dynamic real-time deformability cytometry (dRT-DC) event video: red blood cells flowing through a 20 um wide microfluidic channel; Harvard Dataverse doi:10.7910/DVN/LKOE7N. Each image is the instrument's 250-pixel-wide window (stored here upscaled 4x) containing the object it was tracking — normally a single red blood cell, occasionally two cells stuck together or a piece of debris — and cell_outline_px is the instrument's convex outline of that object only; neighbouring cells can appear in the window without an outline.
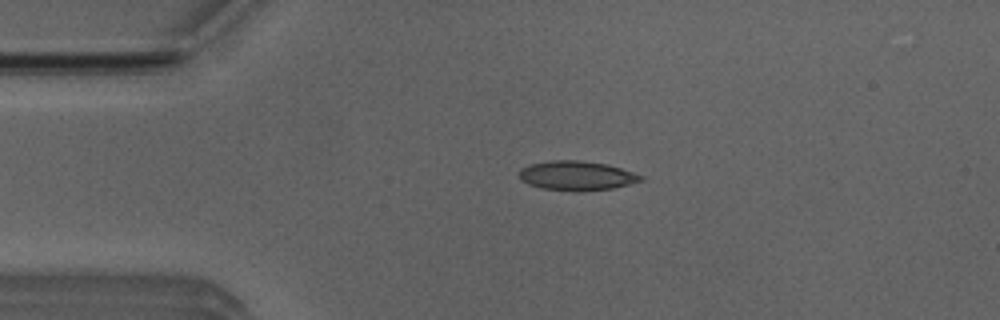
{"species": "Egyptian fruit bat (a non-hibernating species)", "species_latin": "Rousettus aegyptiacus", "temperature_condition": "room temperature", "stored_images_in_passage": 43, "camera_frame_rate_fps": 3000, "um_per_image_px": 0.085, "animal": {"sex": "male"}, "frame": {"image": 1, "passage_image": 2, "time_ms": 0.333, "image_size_px": [1000, 320], "cell_outline_px": [[644, 180], [612, 188], [544, 188], [528, 184], [520, 180], [520, 168], [528, 164], [552, 160], [580, 160], [608, 164], [644, 176]], "centroid_in_image_um": [49.0, 14.87], "position_along_channel_um": 36.0, "area_um2": 19.88}}
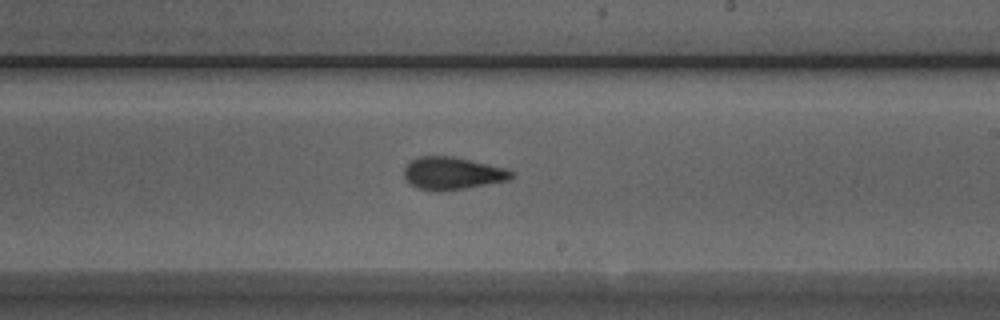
{"frame": {"image": 2, "passage_image": 21, "time_ms": 6.667, "image_size_px": [1000, 320], "cell_outline_px": [[516, 176], [508, 180], [464, 188], [416, 188], [404, 180], [404, 168], [416, 156], [452, 156], [504, 168], [516, 172]], "centroid_in_image_um": [38.46, 14.69], "position_along_channel_um": 250.5, "area_um2": 19.71}}
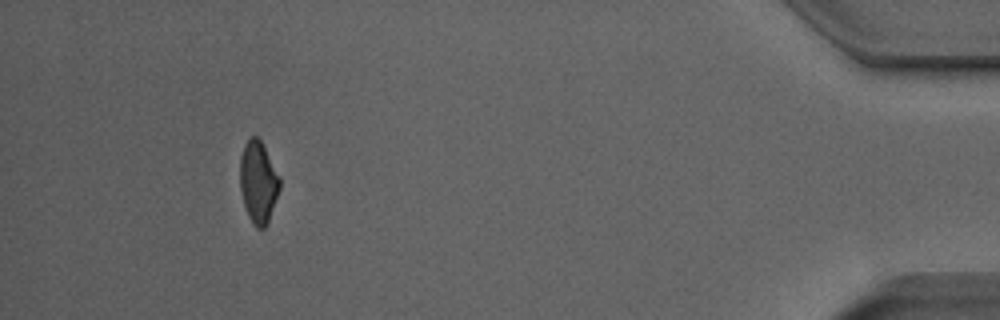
{"frame": {"image": 3, "passage_image": 39, "time_ms": 12.667, "image_size_px": [1000, 320], "cell_outline_px": [[280, 188], [268, 220], [264, 228], [256, 228], [252, 224], [248, 216], [244, 204], [240, 188], [240, 156], [244, 144], [252, 136], [256, 136], [260, 140], [280, 176]], "centroid_in_image_um": [21.94, 15.47], "position_along_channel_um": 413.3, "area_um2": 18.79}, "authors_computed_cell_mechanics": {"area_um2": 20.1144, "velocity_mm_per_s": 3.8875, "shape_relaxation_time_tau1_ms": 7.2757, "shape_relaxation_time_tau2_ms": 1.5366, "deformation_change_tau1": 0.1695, "deformation_change_tau2": 0.0756}}